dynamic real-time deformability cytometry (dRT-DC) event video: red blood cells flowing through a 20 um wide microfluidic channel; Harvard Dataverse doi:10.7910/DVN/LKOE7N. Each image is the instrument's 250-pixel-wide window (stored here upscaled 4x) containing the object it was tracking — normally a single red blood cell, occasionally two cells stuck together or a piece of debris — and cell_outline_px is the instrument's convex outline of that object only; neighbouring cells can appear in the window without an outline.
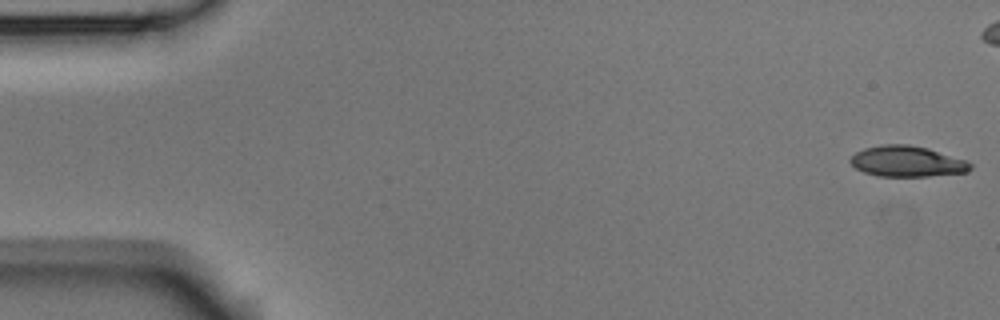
{"species": "Egyptian fruit bat (a non-hibernating species)", "species_latin": "Rousettus aegyptiacus", "temperature_condition": "room temperature", "stored_images_in_passage": 6, "camera_frame_rate_fps": 3000, "um_per_image_px": 0.085, "animal": {"sex": "male"}, "frame": {"image": 1, "passage_image": 1, "time_ms": 0.0, "image_size_px": [1000, 320], "cell_outline_px": [[972, 168], [968, 172], [928, 176], [880, 176], [864, 172], [856, 168], [848, 160], [856, 152], [864, 148], [880, 144], [908, 144], [928, 148], [964, 160], [972, 164]], "centroid_in_image_um": [77.08, 13.71], "position_along_channel_um": 7.9, "area_um2": 21.44}}